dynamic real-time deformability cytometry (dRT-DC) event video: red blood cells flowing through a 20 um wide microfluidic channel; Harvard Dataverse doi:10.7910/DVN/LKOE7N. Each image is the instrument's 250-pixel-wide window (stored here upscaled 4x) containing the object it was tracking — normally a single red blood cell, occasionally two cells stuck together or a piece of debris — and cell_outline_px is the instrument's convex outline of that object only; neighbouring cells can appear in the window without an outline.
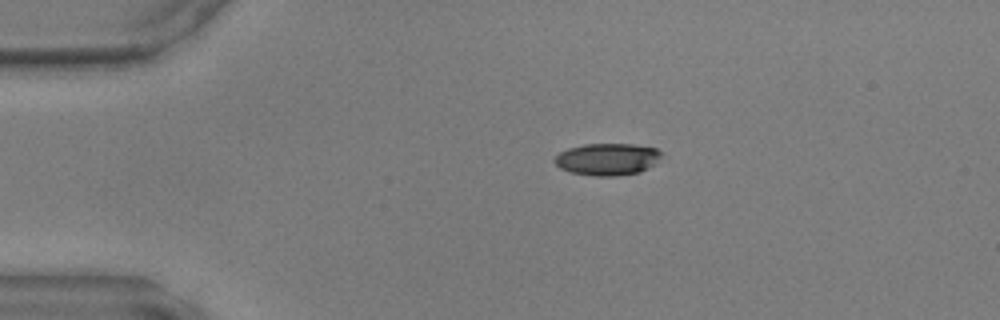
{"species": "common noctule bat (a hibernating species)", "species_latin": "Nyctalus noctula", "temperature_condition": "warm", "stored_images_in_passage": 33, "camera_frame_rate_fps": 3000, "um_per_image_px": 0.085, "animal": {"sex": "male", "body_mass_g": 17.9, "forearm_length_mm": 54.2}, "frame": {"image": 1, "passage_image": 1, "time_ms": 0.0, "image_size_px": [1000, 320], "cell_outline_px": [[664, 152], [648, 168], [640, 172], [616, 176], [596, 176], [572, 172], [560, 168], [552, 160], [560, 152], [568, 148], [584, 144], [632, 144], [656, 148]], "centroid_in_image_um": [51.61, 13.52], "position_along_channel_um": 33.4, "area_um2": 19.83}}
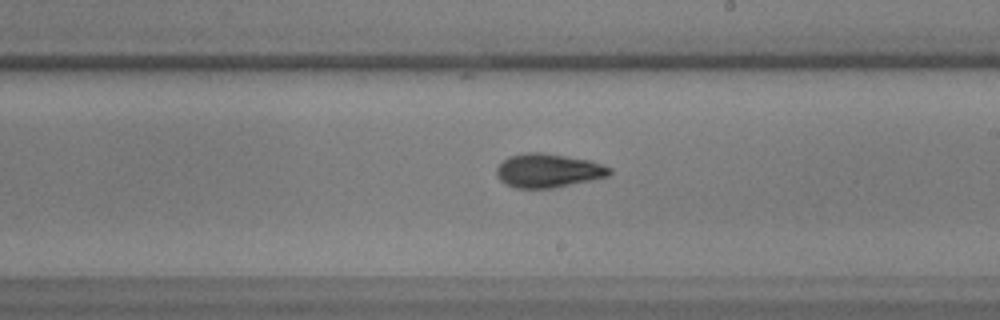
{"frame": {"image": 2, "passage_image": 19, "time_ms": 6.0, "image_size_px": [1000, 320], "cell_outline_px": [[612, 172], [608, 176], [592, 180], [552, 188], [516, 188], [504, 184], [500, 180], [496, 172], [496, 168], [508, 156], [524, 152], [540, 152], [588, 160], [612, 168]], "centroid_in_image_um": [46.57, 14.5], "position_along_channel_um": 242.4, "area_um2": 22.2}}
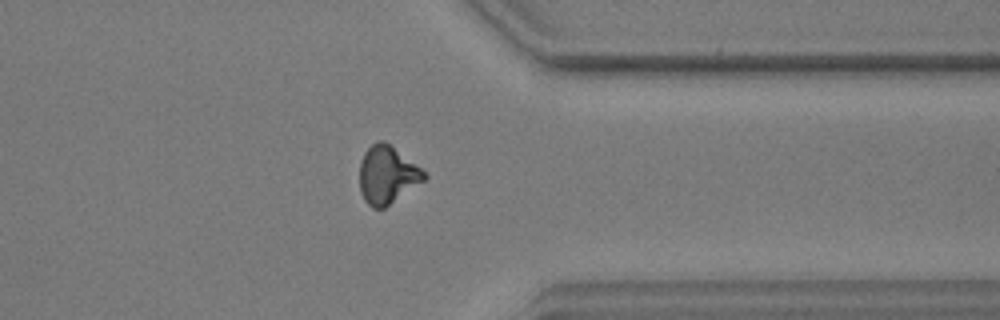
{"frame": {"image": 3, "passage_image": 29, "time_ms": 9.333, "image_size_px": [1000, 320], "cell_outline_px": [[428, 176], [424, 180], [384, 208], [372, 208], [364, 200], [360, 192], [360, 160], [364, 152], [376, 140], [384, 140], [420, 168]], "centroid_in_image_um": [32.87, 14.86], "position_along_channel_um": 378.5, "area_um2": 21.44}}